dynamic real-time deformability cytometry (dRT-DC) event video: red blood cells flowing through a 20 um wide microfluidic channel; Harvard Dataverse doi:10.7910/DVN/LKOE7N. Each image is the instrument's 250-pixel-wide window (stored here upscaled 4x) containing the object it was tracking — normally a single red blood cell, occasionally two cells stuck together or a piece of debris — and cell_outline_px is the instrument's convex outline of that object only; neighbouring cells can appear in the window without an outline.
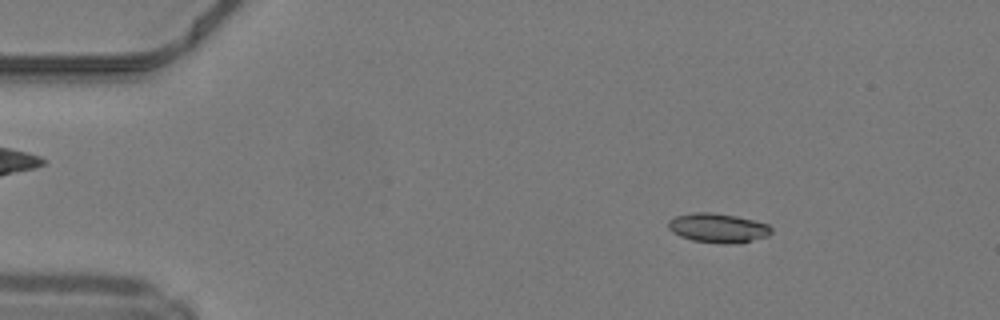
{"species": "common noctule bat (a hibernating species)", "species_latin": "Nyctalus noctula", "temperature_condition": "warm", "stored_images_in_passage": 17, "camera_frame_rate_fps": 3000, "um_per_image_px": 0.085, "animal": {"sex": "male", "body_mass_g": 19.2, "forearm_length_mm": 51.8}, "frame": {"image": 1, "passage_image": 7, "time_ms": 2.0, "image_size_px": [1000, 320], "cell_outline_px": [[772, 232], [768, 236], [740, 244], [724, 244], [692, 240], [680, 236], [672, 232], [668, 228], [668, 220], [676, 216], [692, 212], [712, 212], [736, 216], [768, 224], [772, 228]], "centroid_in_image_um": [61.03, 19.38], "position_along_channel_um": 24.0, "area_um2": 17.8}}
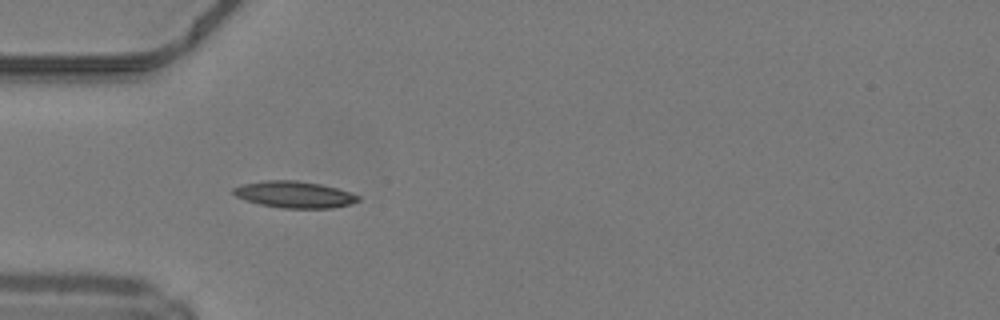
{"frame": {"image": 2, "passage_image": 15, "time_ms": 4.667, "image_size_px": [1000, 320], "cell_outline_px": [[360, 200], [348, 204], [332, 208], [280, 208], [260, 204], [244, 200], [236, 196], [232, 192], [232, 188], [244, 184], [264, 180], [296, 180], [320, 184], [336, 188], [360, 196]], "centroid_in_image_um": [24.98, 16.53], "position_along_channel_um": 60.0, "area_um2": 19.25}}